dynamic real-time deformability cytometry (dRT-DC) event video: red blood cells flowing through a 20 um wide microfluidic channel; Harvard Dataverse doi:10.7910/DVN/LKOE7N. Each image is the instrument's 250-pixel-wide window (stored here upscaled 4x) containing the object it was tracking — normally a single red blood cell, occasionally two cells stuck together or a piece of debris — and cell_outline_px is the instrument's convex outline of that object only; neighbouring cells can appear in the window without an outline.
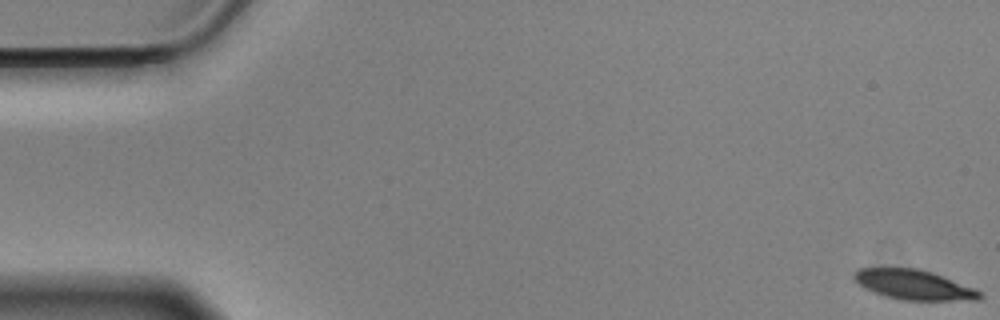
{"species": "Egyptian fruit bat (a non-hibernating species)", "species_latin": "Rousettus aegyptiacus", "temperature_condition": "cold", "stored_images_in_passage": 58, "camera_frame_rate_fps": 3000, "um_per_image_px": 0.085, "animal": {"sex": "male"}, "frame": {"image": 1, "passage_image": 1, "time_ms": 0.0, "image_size_px": [1000, 320], "cell_outline_px": [[984, 296], [980, 300], [904, 300], [884, 296], [864, 288], [852, 276], [860, 268], [920, 268], [932, 272], [976, 288]], "centroid_in_image_um": [77.73, 24.21], "position_along_channel_um": 7.3, "area_um2": 21.85}}
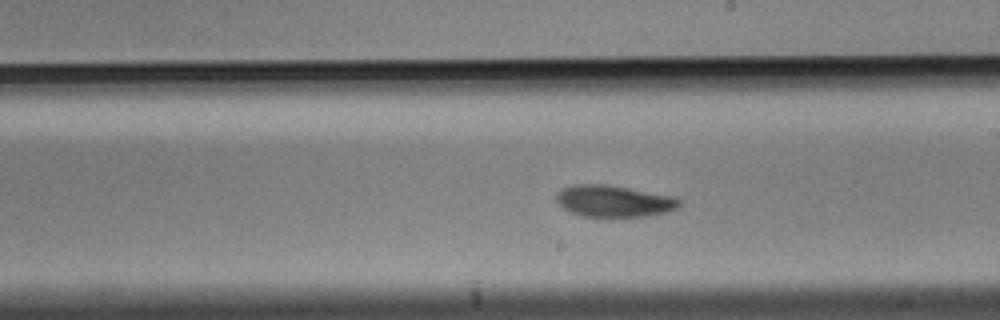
{"frame": {"image": 2, "passage_image": 33, "time_ms": 10.667, "image_size_px": [1000, 320], "cell_outline_px": [[680, 204], [676, 208], [668, 212], [644, 216], [584, 216], [572, 212], [564, 208], [556, 200], [556, 192], [572, 184], [608, 184], [676, 196], [680, 200]], "centroid_in_image_um": [52.2, 17.07], "position_along_channel_um": 236.8, "area_um2": 22.66}}
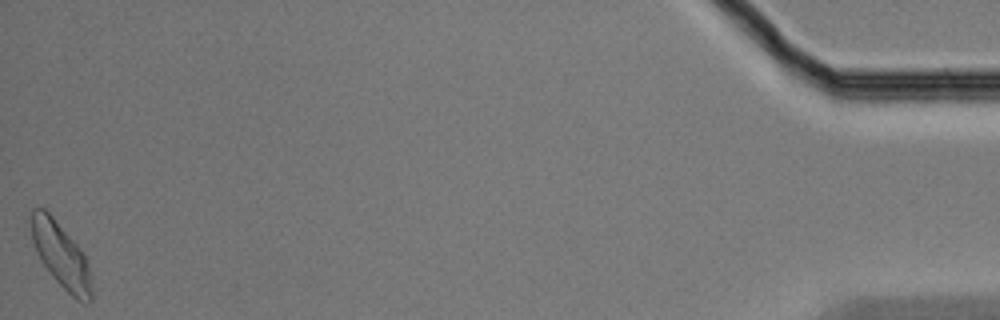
{"frame": {"image": 3, "passage_image": 58, "time_ms": 19.0, "image_size_px": [1000, 320], "cell_outline_px": [[92, 300], [88, 304], [84, 304], [76, 300], [52, 276], [36, 252], [32, 240], [32, 208], [44, 208], [52, 216], [80, 248], [88, 264], [92, 288]], "centroid_in_image_um": [5.21, 21.75], "position_along_channel_um": 430.0, "area_um2": 22.54}, "authors_computed_cell_mechanics": {"area_um2": 22.5998, "velocity_mm_per_s": 3.4756, "shape_relaxation_time_tau1_ms": 3.1477, "shape_relaxation_time_tau2_ms": 4.565, "deformation_change_tau1": 0.1013, "deformation_change_tau2": 0.0891}}